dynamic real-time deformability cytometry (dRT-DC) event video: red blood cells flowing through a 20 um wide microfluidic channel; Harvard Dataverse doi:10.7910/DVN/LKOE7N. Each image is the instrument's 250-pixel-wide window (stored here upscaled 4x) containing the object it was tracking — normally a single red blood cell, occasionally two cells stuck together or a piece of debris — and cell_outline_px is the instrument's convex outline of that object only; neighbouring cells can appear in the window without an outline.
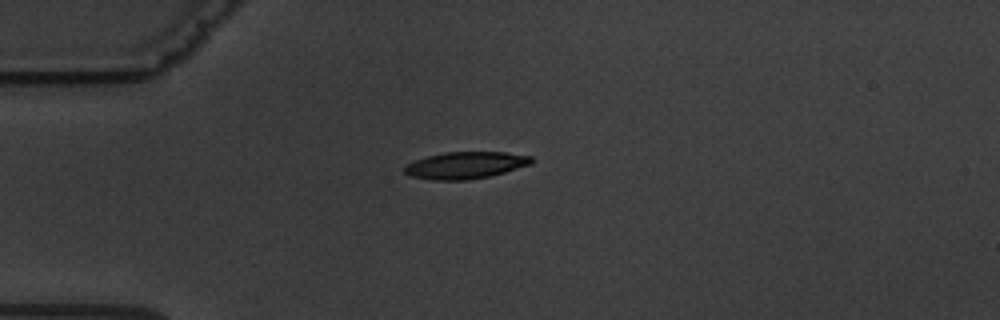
{"species": "common noctule bat (a hibernating species)", "species_latin": "Nyctalus noctula", "temperature_condition": "warm", "stored_images_in_passage": 4, "camera_frame_rate_fps": 3000, "um_per_image_px": 0.085, "animal": {"sex": "male", "body_mass_g": 19.5, "forearm_length_mm": 54.6}, "frame": {"image": 1, "passage_image": 2, "time_ms": 1.333, "image_size_px": [1000, 320], "cell_outline_px": [[532, 164], [504, 172], [488, 176], [468, 180], [432, 180], [412, 176], [404, 172], [404, 164], [428, 156], [444, 152], [504, 152], [532, 156]], "centroid_in_image_um": [39.55, 14.04], "position_along_channel_um": 45.4, "area_um2": 19.83}}
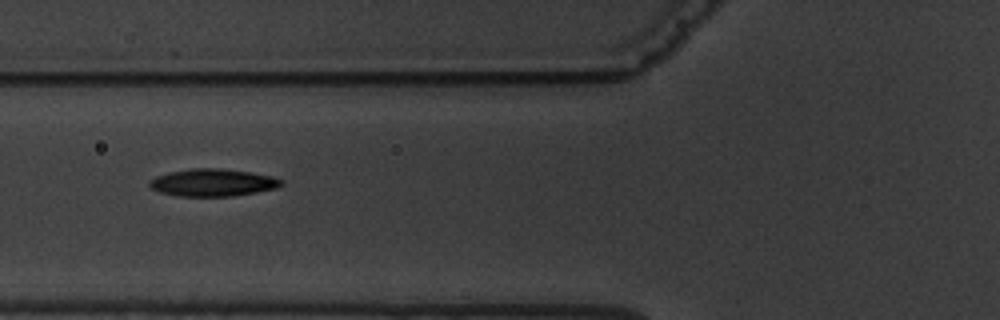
{"frame": {"image": 2, "passage_image": 4, "time_ms": 3.667, "image_size_px": [1000, 320], "cell_outline_px": [[284, 184], [276, 188], [256, 192], [232, 196], [176, 196], [160, 192], [152, 188], [148, 184], [148, 180], [156, 176], [168, 172], [192, 168], [220, 168], [248, 172], [272, 176], [284, 180]], "centroid_in_image_um": [18.07, 15.51], "position_along_channel_um": 107.7, "area_um2": 21.1}}